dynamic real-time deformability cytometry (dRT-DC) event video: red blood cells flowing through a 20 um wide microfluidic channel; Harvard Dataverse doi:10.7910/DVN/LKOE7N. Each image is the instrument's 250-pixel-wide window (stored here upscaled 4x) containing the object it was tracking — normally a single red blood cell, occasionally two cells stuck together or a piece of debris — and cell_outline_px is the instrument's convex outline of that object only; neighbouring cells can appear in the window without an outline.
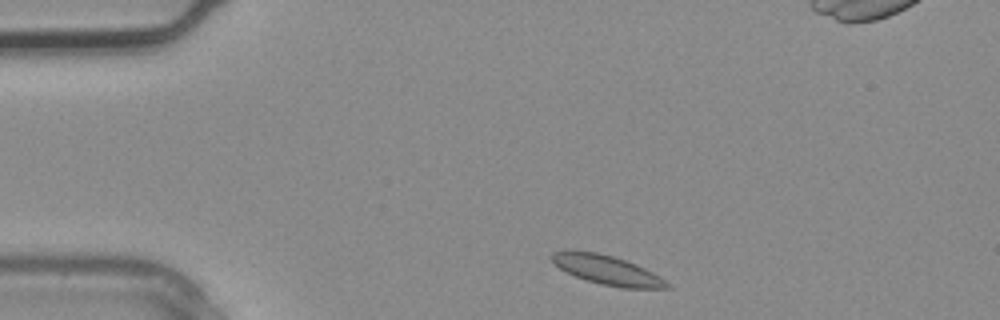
{"species": "common noctule bat (a hibernating species)", "species_latin": "Nyctalus noctula", "temperature_condition": "warm", "stored_images_in_passage": 4, "camera_frame_rate_fps": 3000, "um_per_image_px": 0.085, "animal": {"sex": "male", "body_mass_g": 20.4}, "frame": {"image": 1, "passage_image": 1, "time_ms": 0.0, "image_size_px": [1000, 320], "cell_outline_px": [[672, 288], [624, 288], [600, 284], [576, 276], [560, 268], [548, 256], [552, 252], [564, 248], [572, 248], [596, 252], [612, 256], [636, 264], [652, 272], [664, 280]], "centroid_in_image_um": [51.51, 22.9], "position_along_channel_um": 33.5, "area_um2": 19.71}}